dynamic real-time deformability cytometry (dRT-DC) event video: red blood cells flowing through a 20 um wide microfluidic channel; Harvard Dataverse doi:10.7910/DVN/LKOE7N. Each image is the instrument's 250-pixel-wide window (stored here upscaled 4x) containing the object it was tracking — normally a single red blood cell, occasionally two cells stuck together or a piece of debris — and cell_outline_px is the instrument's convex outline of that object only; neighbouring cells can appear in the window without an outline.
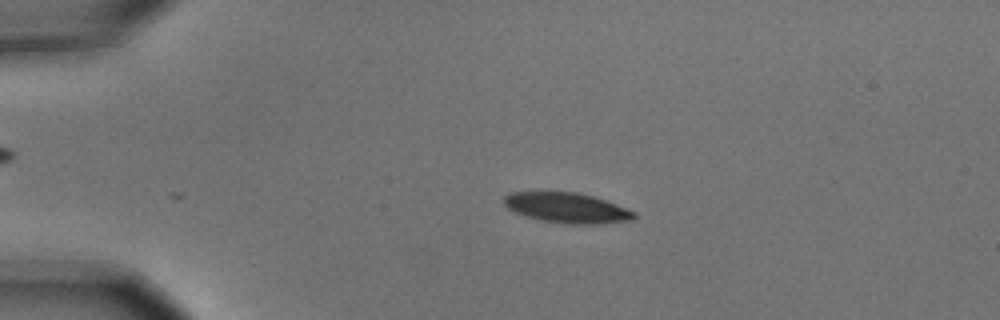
{"species": "common noctule bat (a hibernating species)", "species_latin": "Nyctalus noctula", "temperature_condition": "cold", "stored_images_in_passage": 2, "camera_frame_rate_fps": 3000, "um_per_image_px": 0.085, "animal": {"sex": "male", "body_mass_g": 15.6}, "frame": {"image": 1, "passage_image": 1, "time_ms": 0.0, "image_size_px": [1000, 320], "cell_outline_px": [[636, 216], [632, 220], [600, 224], [564, 224], [544, 220], [528, 216], [516, 212], [508, 208], [504, 204], [504, 196], [512, 192], [576, 192], [592, 196], [616, 204], [636, 212]], "centroid_in_image_um": [48.22, 17.67], "position_along_channel_um": 36.8, "area_um2": 22.66}}